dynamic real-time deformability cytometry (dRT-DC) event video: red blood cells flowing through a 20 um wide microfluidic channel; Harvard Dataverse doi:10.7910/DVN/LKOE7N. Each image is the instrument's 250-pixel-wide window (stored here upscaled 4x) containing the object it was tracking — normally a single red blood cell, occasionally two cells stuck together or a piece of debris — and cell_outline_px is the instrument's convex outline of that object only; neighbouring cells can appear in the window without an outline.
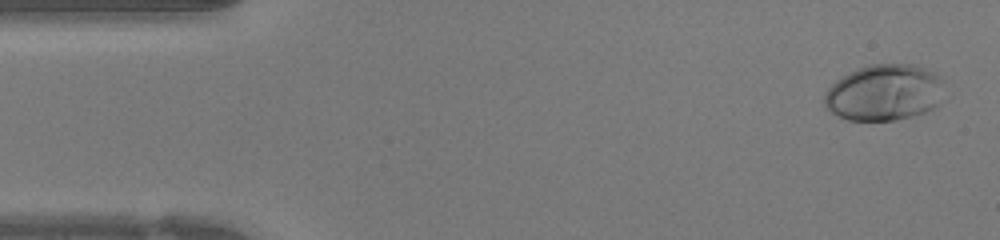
{"species": "human", "species_latin": "Homo sapiens", "temperature_condition": "warm", "stored_images_in_passage": 41, "camera_frame_rate_fps": 3000, "um_per_image_px": 0.085, "donor": {"sex": "female"}, "frame": {"image": 1, "passage_image": 2, "time_ms": 0.333, "image_size_px": [1000, 240], "cell_outline_px": [[944, 100], [936, 108], [912, 116], [896, 120], [848, 120], [824, 108], [824, 92], [836, 80], [848, 72], [856, 68], [868, 64], [912, 64], [936, 72], [944, 80]], "centroid_in_image_um": [75.21, 7.86], "position_along_channel_um": 9.8, "area_um2": 40.11}}
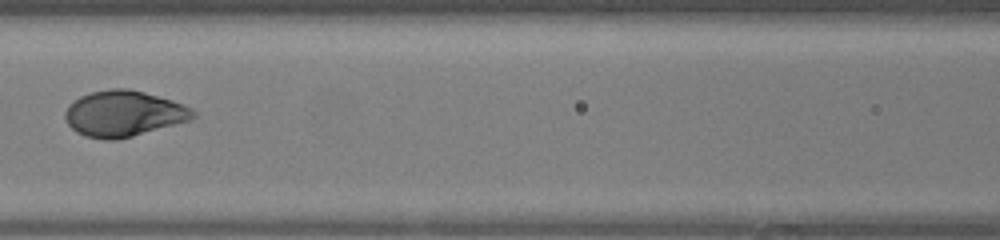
{"frame": {"image": 2, "passage_image": 18, "time_ms": 5.667, "image_size_px": [1000, 240], "cell_outline_px": [[196, 116], [192, 120], [132, 136], [116, 140], [104, 140], [84, 136], [76, 132], [68, 124], [64, 116], [64, 112], [68, 104], [80, 96], [92, 92], [112, 88], [128, 88], [144, 92], [172, 100], [184, 104], [192, 108], [196, 112]], "centroid_in_image_um": [10.51, 9.66], "position_along_channel_um": 156.1, "area_um2": 34.45}}
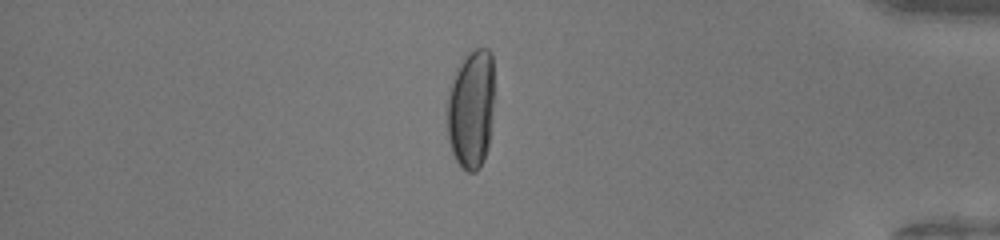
{"frame": {"image": 3, "passage_image": 35, "time_ms": 11.333, "image_size_px": [1000, 240], "cell_outline_px": [[492, 112], [488, 148], [484, 160], [480, 168], [476, 172], [468, 172], [456, 160], [452, 152], [448, 140], [444, 112], [448, 88], [452, 76], [460, 60], [468, 52], [476, 48], [488, 48], [492, 52]], "centroid_in_image_um": [39.98, 9.25], "position_along_channel_um": 395.2, "area_um2": 33.64}}